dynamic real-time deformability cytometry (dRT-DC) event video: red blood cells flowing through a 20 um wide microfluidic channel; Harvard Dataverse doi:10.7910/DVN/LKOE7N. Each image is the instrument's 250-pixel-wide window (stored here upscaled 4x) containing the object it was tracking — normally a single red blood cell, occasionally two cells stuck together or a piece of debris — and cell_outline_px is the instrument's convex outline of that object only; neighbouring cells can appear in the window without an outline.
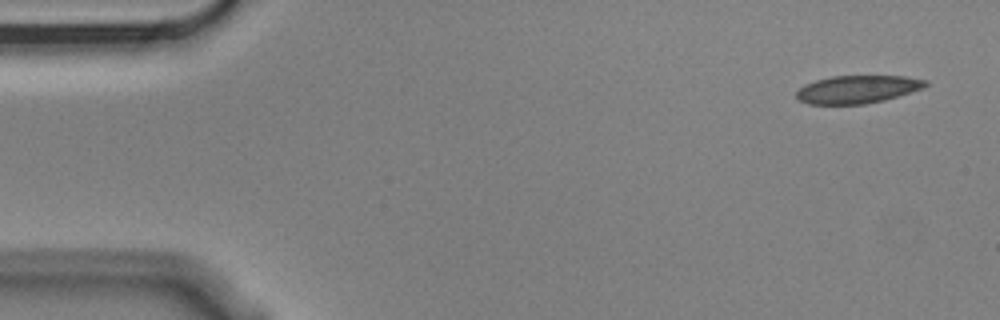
{"species": "Egyptian fruit bat (a non-hibernating species)", "species_latin": "Rousettus aegyptiacus", "temperature_condition": "cold", "stored_images_in_passage": 7, "camera_frame_rate_fps": 3000, "um_per_image_px": 0.085, "animal": {"sex": "male"}, "frame": {"image": 1, "passage_image": 1, "time_ms": 0.0, "image_size_px": [1000, 320], "cell_outline_px": [[928, 84], [924, 88], [884, 100], [864, 104], [808, 104], [800, 100], [796, 96], [796, 92], [804, 84], [816, 80], [832, 76], [904, 76], [928, 80]], "centroid_in_image_um": [72.89, 7.59], "position_along_channel_um": 12.1, "area_um2": 20.92}}
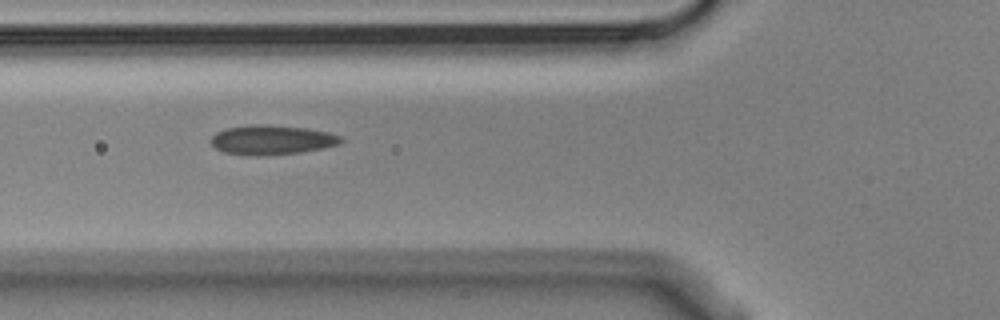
{"frame": {"image": 2, "passage_image": 6, "time_ms": 1.667, "image_size_px": [1000, 320], "cell_outline_px": [[344, 140], [340, 144], [300, 152], [256, 156], [224, 152], [216, 148], [212, 144], [212, 136], [216, 132], [228, 128], [252, 124], [260, 124], [308, 128], [328, 132], [344, 136]], "centroid_in_image_um": [23.14, 11.88], "position_along_channel_um": 102.7, "area_um2": 22.2}}
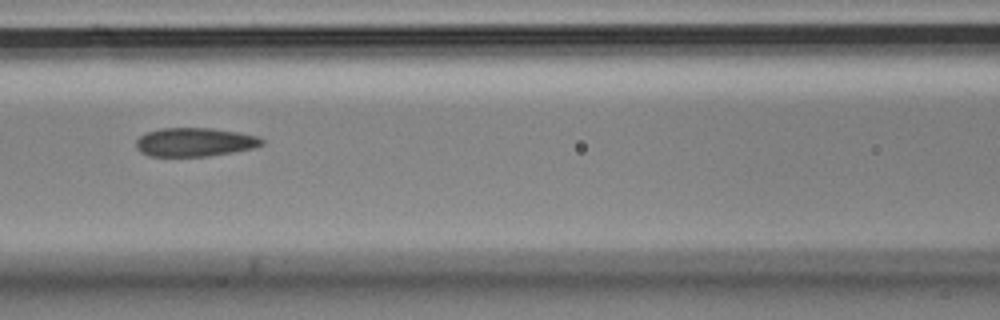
{"frame": {"image": 3, "passage_image": 7, "time_ms": 2.0, "image_size_px": [1000, 320], "cell_outline_px": [[264, 144], [256, 148], [208, 156], [148, 156], [140, 152], [136, 148], [136, 140], [140, 136], [148, 132], [160, 128], [212, 128], [240, 132], [260, 136], [264, 140]], "centroid_in_image_um": [16.59, 12.08], "position_along_channel_um": 150.0, "area_um2": 21.27}}